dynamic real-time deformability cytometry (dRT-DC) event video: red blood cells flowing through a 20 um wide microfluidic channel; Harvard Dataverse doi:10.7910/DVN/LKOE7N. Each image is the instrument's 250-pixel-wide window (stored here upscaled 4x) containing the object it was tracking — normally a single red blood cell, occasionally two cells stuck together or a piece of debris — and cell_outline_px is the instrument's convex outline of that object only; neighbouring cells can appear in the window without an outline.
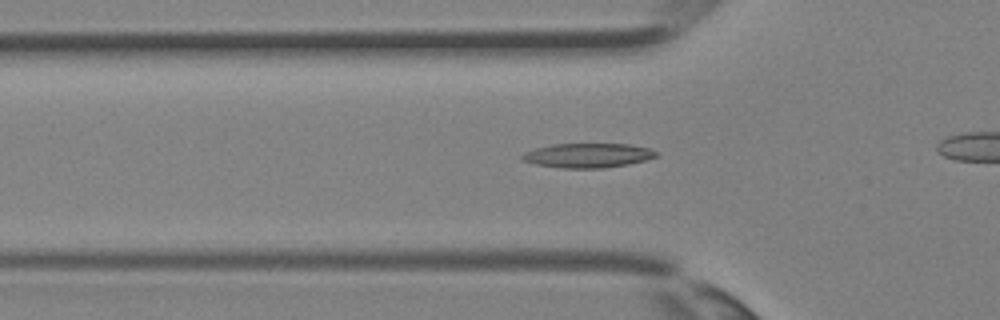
{"species": "Egyptian fruit bat (a non-hibernating species)", "species_latin": "Rousettus aegyptiacus", "temperature_condition": "room temperature", "stored_images_in_passage": 29, "camera_frame_rate_fps": 3000, "um_per_image_px": 0.085, "animal": {"sex": "female"}, "frame": {"image": 1, "passage_image": 12, "time_ms": 3.667, "image_size_px": [1000, 320], "cell_outline_px": [[656, 156], [644, 160], [628, 164], [604, 168], [564, 168], [536, 164], [524, 160], [520, 156], [524, 152], [536, 148], [552, 144], [628, 144], [648, 148], [656, 152]], "centroid_in_image_um": [49.94, 13.21], "position_along_channel_um": 75.9, "area_um2": 18.79}}
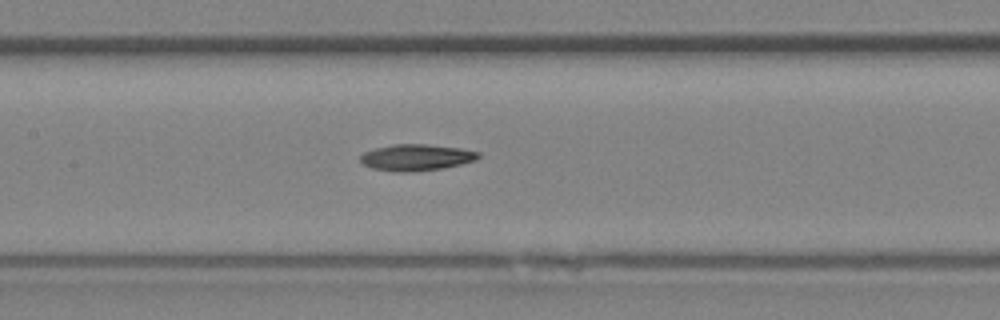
{"frame": {"image": 2, "passage_image": 17, "time_ms": 5.333, "image_size_px": [1000, 320], "cell_outline_px": [[480, 156], [476, 160], [460, 164], [440, 168], [404, 172], [400, 172], [372, 168], [364, 164], [360, 160], [360, 156], [364, 152], [376, 148], [392, 144], [424, 144], [460, 148], [480, 152]], "centroid_in_image_um": [35.38, 13.37], "position_along_channel_um": 172.0, "area_um2": 17.86}}
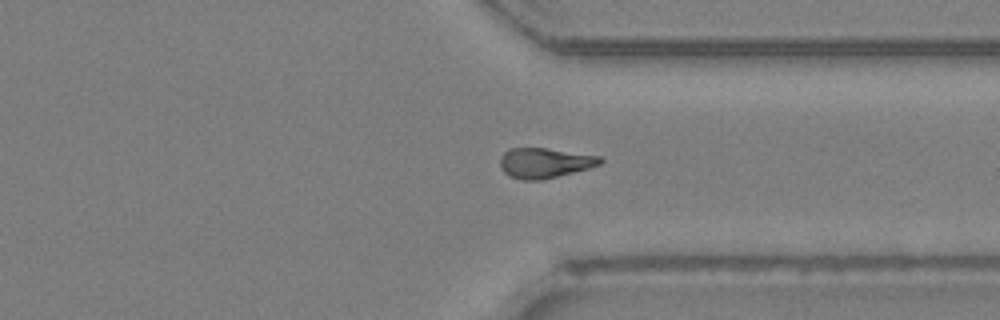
{"frame": {"image": 3, "passage_image": 27, "time_ms": 8.667, "image_size_px": [1000, 320], "cell_outline_px": [[604, 160], [600, 164], [588, 168], [540, 180], [520, 180], [508, 176], [500, 168], [500, 156], [508, 148], [544, 148], [600, 156]], "centroid_in_image_um": [46.24, 13.84], "position_along_channel_um": 365.2, "area_um2": 17.46}}